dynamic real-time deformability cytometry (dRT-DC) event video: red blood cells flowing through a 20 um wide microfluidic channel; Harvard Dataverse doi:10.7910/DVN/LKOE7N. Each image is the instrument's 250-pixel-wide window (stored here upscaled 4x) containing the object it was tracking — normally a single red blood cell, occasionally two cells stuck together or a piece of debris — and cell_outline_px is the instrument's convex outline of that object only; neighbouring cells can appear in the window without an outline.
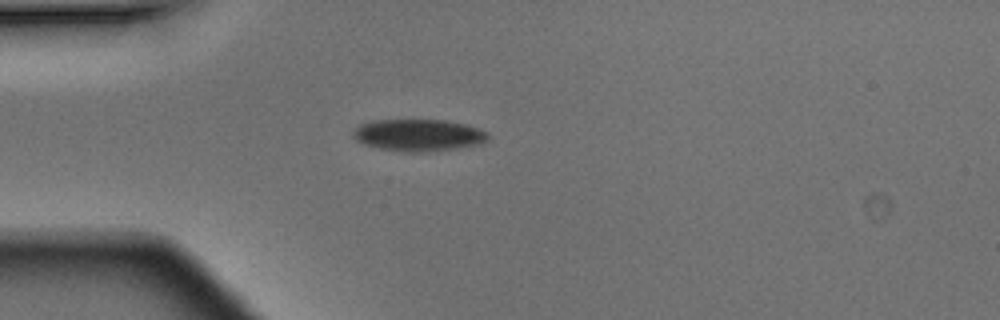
{"species": "Egyptian fruit bat (a non-hibernating species)", "species_latin": "Rousettus aegyptiacus", "temperature_condition": "warm", "stored_images_in_passage": 1, "camera_frame_rate_fps": 3000, "um_per_image_px": 0.085, "animal": {"sex": "male"}, "frame": {"image": 1, "passage_image": 1, "time_ms": 0.0, "image_size_px": [1000, 320], "cell_outline_px": [[488, 140], [480, 144], [456, 148], [420, 152], [404, 152], [380, 148], [364, 144], [356, 140], [352, 136], [352, 132], [360, 124], [372, 120], [444, 120], [464, 124], [488, 132]], "centroid_in_image_um": [35.54, 11.48], "position_along_channel_um": 49.5, "area_um2": 24.97}}